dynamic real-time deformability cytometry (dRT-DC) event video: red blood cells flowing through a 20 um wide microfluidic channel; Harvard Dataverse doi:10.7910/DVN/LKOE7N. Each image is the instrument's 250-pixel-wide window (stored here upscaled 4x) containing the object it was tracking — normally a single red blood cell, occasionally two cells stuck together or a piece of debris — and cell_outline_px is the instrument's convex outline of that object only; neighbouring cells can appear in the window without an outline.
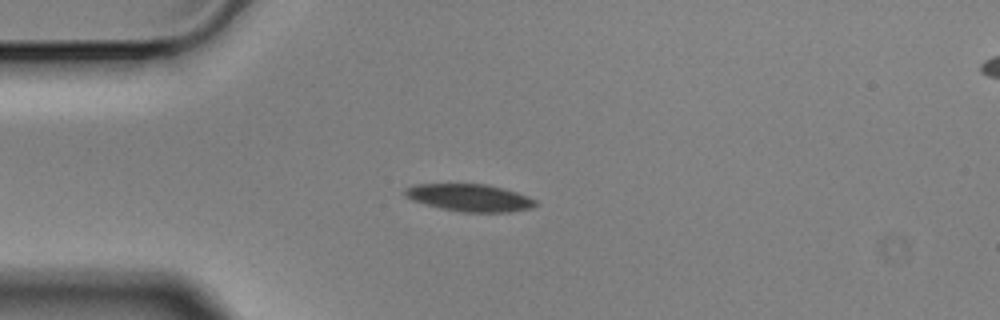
{"species": "Egyptian fruit bat (a non-hibernating species)", "species_latin": "Rousettus aegyptiacus", "temperature_condition": "cold", "stored_images_in_passage": 49, "camera_frame_rate_fps": 3000, "um_per_image_px": 0.085, "animal": {"sex": "male"}, "frame": {"image": 1, "passage_image": 13, "time_ms": 4.0, "image_size_px": [1000, 320], "cell_outline_px": [[540, 204], [532, 208], [508, 212], [460, 212], [412, 200], [404, 196], [404, 188], [416, 184], [488, 184], [504, 188], [528, 196], [536, 200]], "centroid_in_image_um": [39.96, 16.8], "position_along_channel_um": 45.0, "area_um2": 20.81}}
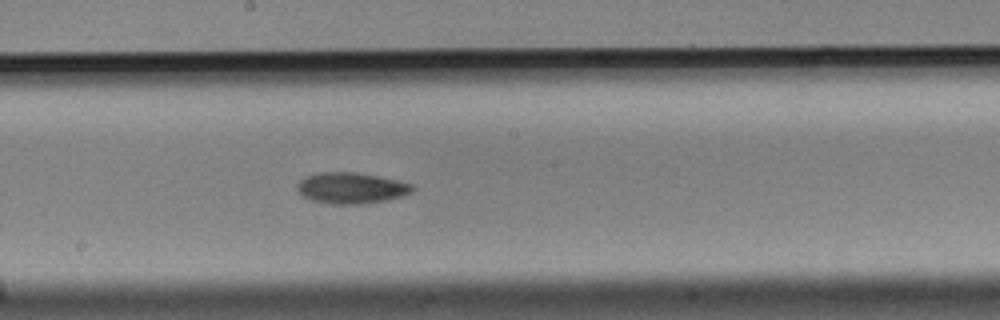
{"frame": {"image": 2, "passage_image": 29, "time_ms": 9.333, "image_size_px": [1000, 320], "cell_outline_px": [[416, 188], [412, 192], [388, 200], [364, 204], [328, 204], [312, 200], [300, 196], [296, 192], [296, 184], [304, 176], [316, 172], [356, 172], [396, 180], [412, 184]], "centroid_in_image_um": [29.78, 15.99], "position_along_channel_um": 218.4, "area_um2": 21.21}}
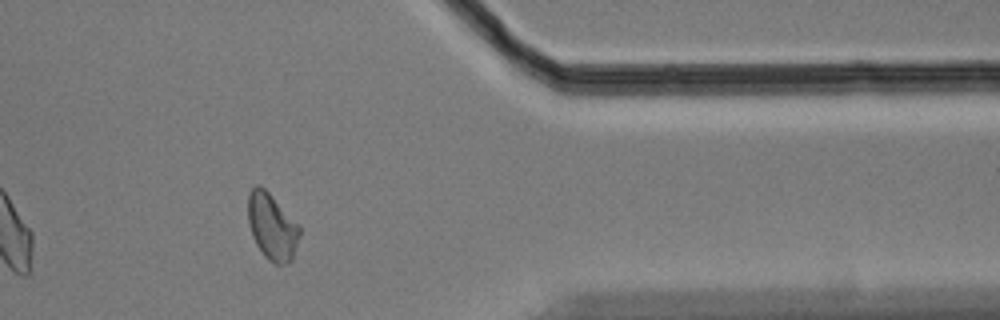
{"frame": {"image": 3, "passage_image": 45, "time_ms": 14.667, "image_size_px": [1000, 320], "cell_outline_px": [[300, 236], [292, 260], [288, 264], [276, 264], [268, 260], [264, 256], [256, 244], [252, 236], [248, 224], [248, 192], [256, 184], [260, 184], [300, 224]], "centroid_in_image_um": [23.13, 19.26], "position_along_channel_um": 388.3, "area_um2": 20.29}, "authors_computed_cell_mechanics": {"area_um2": 20.2878, "velocity_mm_per_s": 3.5427, "shape_relaxation_time_tau1_ms": 7.4679, "shape_relaxation_time_tau2_ms": null, "deformation_change_tau1": 0.1283, "deformation_change_tau2": null}}